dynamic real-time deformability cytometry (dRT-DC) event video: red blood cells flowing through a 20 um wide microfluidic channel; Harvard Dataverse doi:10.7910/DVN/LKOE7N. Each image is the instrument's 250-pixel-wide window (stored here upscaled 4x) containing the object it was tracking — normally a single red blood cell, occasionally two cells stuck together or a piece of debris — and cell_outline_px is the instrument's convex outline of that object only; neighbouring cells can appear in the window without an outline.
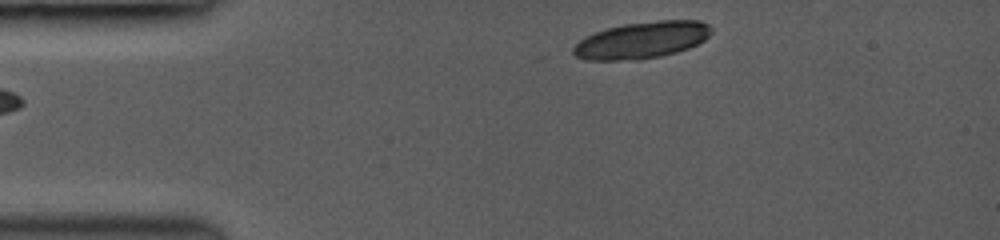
{"species": "common noctule bat (a hibernating species)", "species_latin": "Nyctalus noctula", "temperature_condition": "room temperature", "stored_images_in_passage": 5, "segment_of_instrument_passage": [2, 2], "camera_frame_rate_fps": 3000, "um_per_image_px": 0.085, "animal": {"sex": "female", "body_mass_g": 19.0, "forearm_length_mm": 53.3}, "frame": {"image": 1, "passage_image": 5, "time_ms": 4.0, "image_size_px": [1000, 240], "cell_outline_px": [[712, 32], [704, 40], [688, 48], [676, 52], [660, 56], [636, 60], [584, 60], [576, 56], [572, 52], [572, 48], [584, 36], [608, 28], [624, 24], [660, 20], [700, 20], [708, 24], [712, 28]], "centroid_in_image_um": [54.55, 3.41], "position_along_channel_um": 30.4, "area_um2": 29.54}}